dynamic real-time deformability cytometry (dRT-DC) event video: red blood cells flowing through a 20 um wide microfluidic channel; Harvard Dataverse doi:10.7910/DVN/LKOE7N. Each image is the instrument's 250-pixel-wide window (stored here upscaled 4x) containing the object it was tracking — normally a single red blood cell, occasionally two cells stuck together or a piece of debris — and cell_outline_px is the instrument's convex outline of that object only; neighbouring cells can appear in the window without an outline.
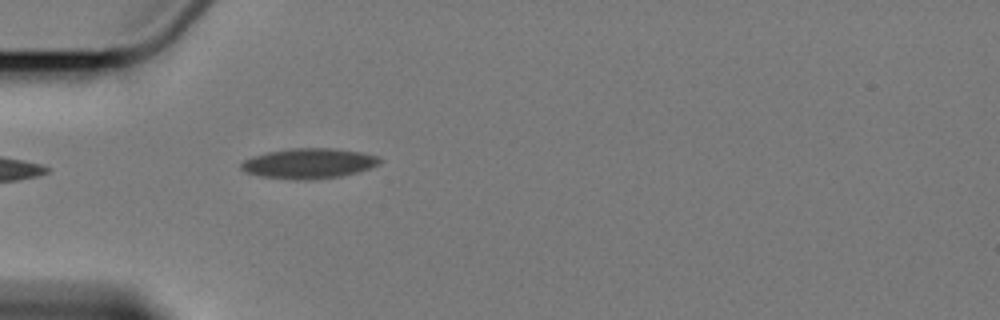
{"species": "Egyptian fruit bat (a non-hibernating species)", "species_latin": "Rousettus aegyptiacus", "temperature_condition": "cold", "stored_images_in_passage": 5, "camera_frame_rate_fps": 3000, "um_per_image_px": 0.085, "animal": {"sex": "female"}, "frame": {"image": 1, "passage_image": 5, "time_ms": 4.667, "image_size_px": [1000, 320], "cell_outline_px": [[384, 160], [380, 164], [356, 172], [340, 176], [308, 180], [292, 180], [260, 176], [244, 172], [240, 168], [240, 164], [244, 160], [268, 152], [292, 148], [332, 148], [360, 152], [376, 156]], "centroid_in_image_um": [26.24, 13.9], "position_along_channel_um": 58.8, "area_um2": 24.28}}